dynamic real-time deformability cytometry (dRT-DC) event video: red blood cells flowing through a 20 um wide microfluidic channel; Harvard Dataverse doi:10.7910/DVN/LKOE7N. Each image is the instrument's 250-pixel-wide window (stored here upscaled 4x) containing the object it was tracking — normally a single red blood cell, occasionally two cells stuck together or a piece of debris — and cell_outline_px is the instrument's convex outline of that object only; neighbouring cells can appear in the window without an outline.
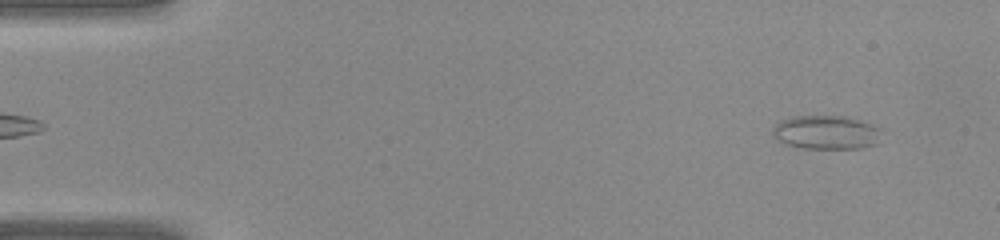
{"species": "common noctule bat (a hibernating species)", "species_latin": "Nyctalus noctula", "temperature_condition": "warm", "stored_images_in_passage": 40, "camera_frame_rate_fps": 3000, "um_per_image_px": 0.085, "animal": {"sex": "female", "body_mass_g": 22.0, "forearm_length_mm": 56.7}, "frame": {"image": 1, "passage_image": 3, "time_ms": 0.667, "image_size_px": [1000, 240], "cell_outline_px": [[880, 128], [876, 144], [860, 148], [804, 148], [788, 144], [776, 140], [772, 132], [772, 128], [780, 120], [792, 116], [844, 116], [860, 120], [872, 124]], "centroid_in_image_um": [70.19, 11.24], "position_along_channel_um": 14.8, "area_um2": 21.33}}
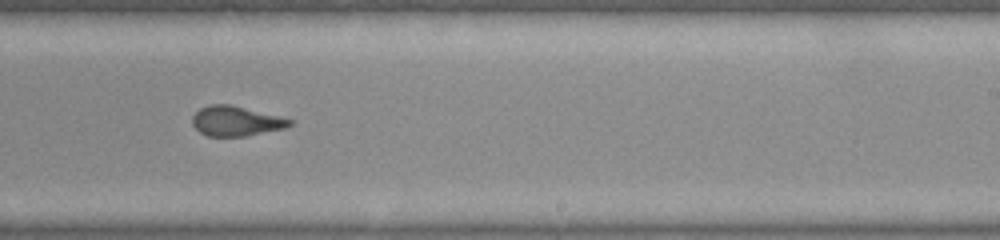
{"frame": {"image": 2, "passage_image": 25, "time_ms": 8.0, "image_size_px": [1000, 240], "cell_outline_px": [[292, 124], [284, 128], [244, 136], [208, 136], [200, 132], [192, 124], [192, 116], [200, 108], [208, 104], [232, 104], [292, 120]], "centroid_in_image_um": [20.0, 10.28], "position_along_channel_um": 269.0, "area_um2": 16.76}}
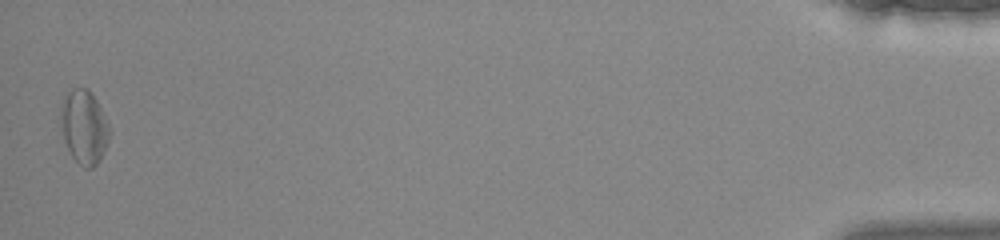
{"frame": {"image": 3, "passage_image": 40, "time_ms": 13.0, "image_size_px": [1000, 240], "cell_outline_px": [[108, 140], [100, 160], [92, 168], [84, 168], [72, 156], [64, 140], [60, 116], [60, 108], [64, 96], [72, 88], [88, 88], [96, 100], [108, 124]], "centroid_in_image_um": [7.12, 10.78], "position_along_channel_um": 428.1, "area_um2": 20.58}}